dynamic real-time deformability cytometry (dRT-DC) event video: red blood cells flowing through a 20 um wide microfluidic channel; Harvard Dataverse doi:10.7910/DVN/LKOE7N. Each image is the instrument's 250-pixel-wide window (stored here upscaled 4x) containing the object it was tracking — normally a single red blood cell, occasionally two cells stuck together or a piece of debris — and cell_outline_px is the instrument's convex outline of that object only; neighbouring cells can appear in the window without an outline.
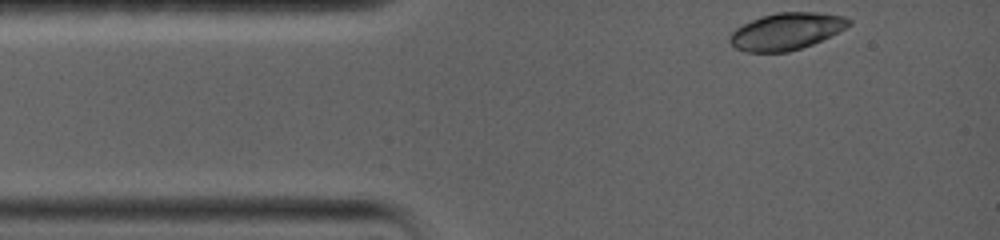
{"species": "common noctule bat (a hibernating species)", "species_latin": "Nyctalus noctula", "temperature_condition": "warm", "stored_images_in_passage": 3, "camera_frame_rate_fps": 5000, "um_per_image_px": 0.085, "animal": {"sex": "female", "body_mass_g": 19.0, "forearm_length_mm": 56.7}, "frame": {"image": 1, "passage_image": 1, "time_ms": 0.0, "image_size_px": [1000, 240], "cell_outline_px": [[852, 24], [812, 44], [788, 52], [744, 52], [736, 48], [728, 40], [728, 36], [736, 28], [752, 20], [776, 12], [820, 12], [844, 16], [852, 20]], "centroid_in_image_um": [66.82, 2.66], "position_along_channel_um": 18.2, "area_um2": 25.43}}